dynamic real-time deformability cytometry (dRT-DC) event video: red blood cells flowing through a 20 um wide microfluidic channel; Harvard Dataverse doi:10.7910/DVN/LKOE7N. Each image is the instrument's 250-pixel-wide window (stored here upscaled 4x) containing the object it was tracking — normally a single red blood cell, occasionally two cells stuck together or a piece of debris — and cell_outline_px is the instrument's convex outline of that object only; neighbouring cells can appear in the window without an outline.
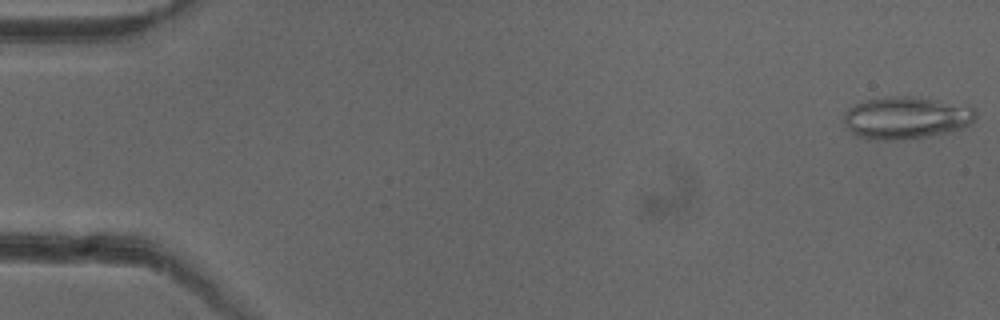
{"species": "common noctule bat (a hibernating species)", "species_latin": "Nyctalus noctula", "temperature_condition": "cold", "stored_images_in_passage": 51, "camera_frame_rate_fps": 3000, "um_per_image_px": 0.085, "animal": {"sex": "female"}, "frame": {"image": 1, "passage_image": 1, "time_ms": 0.0, "image_size_px": [1000, 320], "cell_outline_px": [[976, 116], [972, 124], [964, 128], [948, 132], [900, 140], [868, 140], [856, 136], [844, 124], [844, 112], [848, 108], [864, 100], [884, 96], [908, 96], [932, 100], [976, 108]], "centroid_in_image_um": [76.97, 10.02], "position_along_channel_um": 8.0, "area_um2": 32.48}}
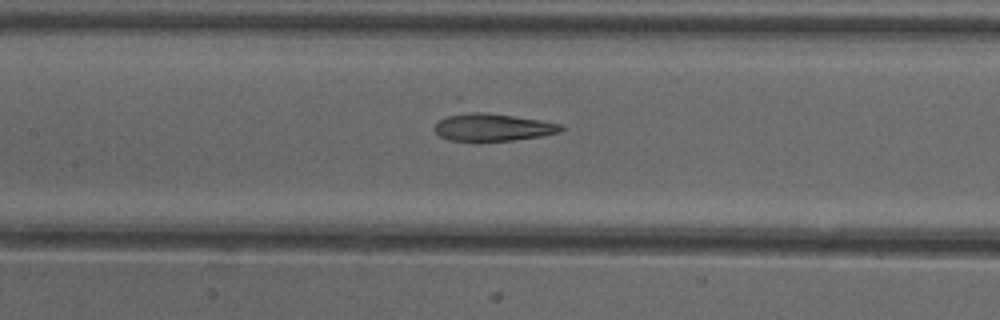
{"frame": {"image": 2, "passage_image": 24, "time_ms": 7.667, "image_size_px": [1000, 320], "cell_outline_px": [[568, 128], [560, 132], [540, 136], [512, 140], [448, 140], [440, 136], [432, 128], [436, 120], [456, 112], [488, 112], [540, 120], [560, 124]], "centroid_in_image_um": [41.83, 10.79], "position_along_channel_um": 165.6, "area_um2": 20.4}}
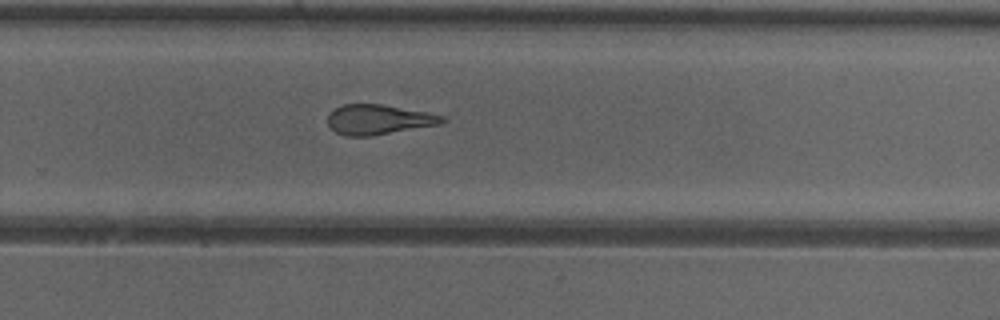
{"frame": {"image": 3, "passage_image": 34, "time_ms": 11.0, "image_size_px": [1000, 320], "cell_outline_px": [[448, 120], [440, 124], [372, 136], [344, 136], [336, 132], [328, 124], [328, 116], [332, 108], [344, 104], [380, 104], [424, 112], [444, 116]], "centroid_in_image_um": [32.14, 10.17], "position_along_channel_um": 297.7, "area_um2": 19.88}, "authors_computed_cell_mechanics": {"area_um2": 21.675, "velocity_mm_per_s": 3.9843, "shape_relaxation_time_tau1_ms": 6.3594, "shape_relaxation_time_tau2_ms": 1.6383, "deformation_change_tau1": 0.1956, "deformation_change_tau2": 0.0987}}